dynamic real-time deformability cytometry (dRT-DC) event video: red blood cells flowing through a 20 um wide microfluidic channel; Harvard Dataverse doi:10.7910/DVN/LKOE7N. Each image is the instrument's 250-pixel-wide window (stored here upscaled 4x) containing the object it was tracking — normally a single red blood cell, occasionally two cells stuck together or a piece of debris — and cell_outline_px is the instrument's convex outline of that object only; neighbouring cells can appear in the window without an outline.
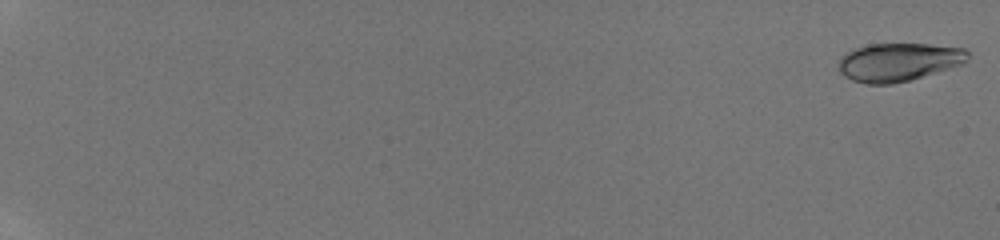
{"species": "human", "species_latin": "Homo sapiens", "temperature_condition": "room temperature", "stored_images_in_passage": 53, "camera_frame_rate_fps": 3000, "um_per_image_px": 0.085, "donor": {"sex": "male"}, "frame": {"image": 1, "passage_image": 1, "time_ms": 0.0, "image_size_px": [1000, 240], "cell_outline_px": [[968, 60], [964, 64], [908, 80], [892, 84], [868, 84], [852, 80], [844, 76], [840, 72], [840, 56], [856, 48], [868, 44], [928, 44], [964, 48], [968, 52]], "centroid_in_image_um": [76.39, 5.27], "position_along_channel_um": 8.6, "area_um2": 28.61}}
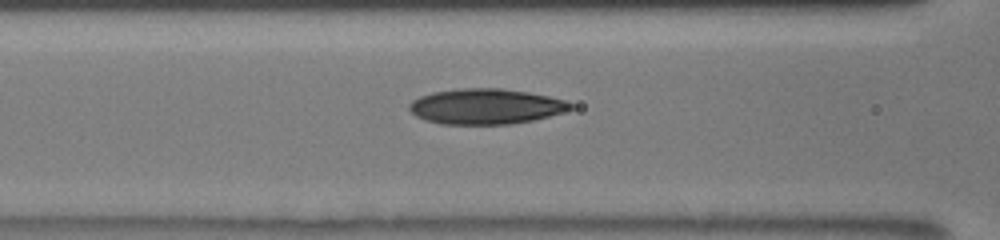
{"frame": {"image": 2, "passage_image": 26, "time_ms": 8.333, "image_size_px": [1000, 240], "cell_outline_px": [[572, 108], [564, 112], [532, 120], [512, 124], [440, 124], [424, 120], [416, 116], [408, 108], [408, 104], [412, 100], [420, 96], [432, 92], [460, 88], [500, 88], [528, 92], [568, 100], [572, 104]], "centroid_in_image_um": [41.27, 9.04], "position_along_channel_um": 125.3, "area_um2": 33.41}}
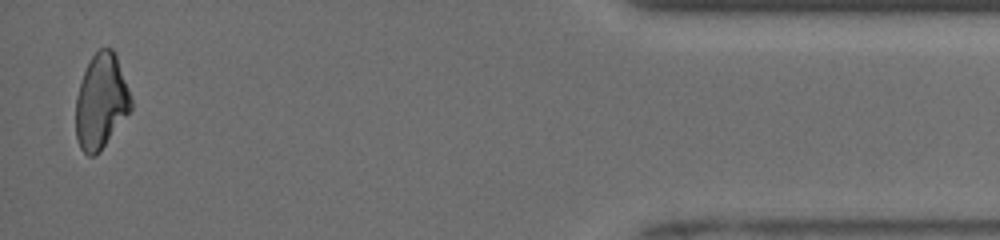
{"frame": {"image": 3, "passage_image": 52, "time_ms": 17.0, "image_size_px": [1000, 240], "cell_outline_px": [[132, 108], [100, 152], [92, 156], [88, 156], [80, 148], [76, 136], [76, 96], [84, 72], [92, 56], [100, 48], [112, 48], [116, 56], [132, 100]], "centroid_in_image_um": [8.58, 8.65], "position_along_channel_um": 426.6, "area_um2": 30.11}, "authors_computed_cell_mechanics": {"area_um2": 31.9634, "velocity_mm_per_s": 3.9813, "shape_relaxation_time_tau1_ms": 10.9036, "shape_relaxation_time_tau2_ms": 5.5073, "deformation_change_tau1": 0.2397, "deformation_change_tau2": 0.1243}}